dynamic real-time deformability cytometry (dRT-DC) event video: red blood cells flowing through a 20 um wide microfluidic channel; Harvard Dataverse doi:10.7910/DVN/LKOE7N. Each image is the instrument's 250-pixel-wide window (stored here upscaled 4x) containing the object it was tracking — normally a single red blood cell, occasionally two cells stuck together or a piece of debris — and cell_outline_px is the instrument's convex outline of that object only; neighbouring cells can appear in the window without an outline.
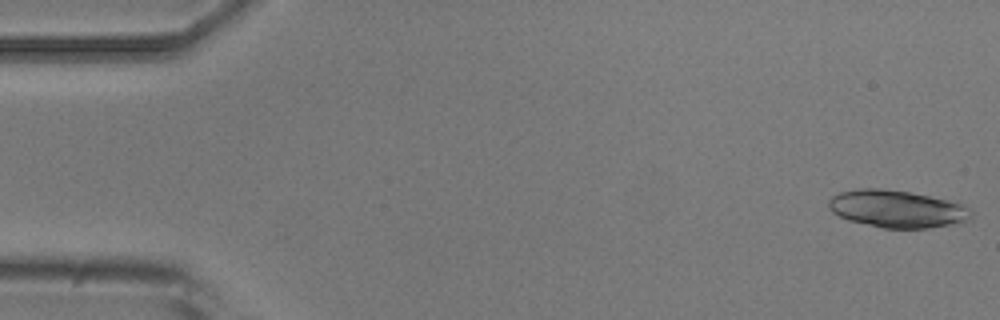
{"species": "common noctule bat (a hibernating species)", "species_latin": "Nyctalus noctula", "temperature_condition": "room temperature", "stored_images_in_passage": 3, "camera_frame_rate_fps": 3000, "um_per_image_px": 0.085, "animal": {"sex": "male", "body_mass_g": 20.5, "forearm_length_mm": 52.5}, "frame": {"image": 1, "passage_image": 1, "time_ms": 0.0, "image_size_px": [1000, 320], "cell_outline_px": [[972, 220], [960, 224], [928, 228], [884, 228], [848, 220], [832, 212], [828, 208], [828, 200], [832, 196], [840, 192], [856, 188], [880, 188], [908, 192], [928, 196], [964, 204], [972, 208]], "centroid_in_image_um": [76.29, 17.76], "position_along_channel_um": 8.7, "area_um2": 31.39}}